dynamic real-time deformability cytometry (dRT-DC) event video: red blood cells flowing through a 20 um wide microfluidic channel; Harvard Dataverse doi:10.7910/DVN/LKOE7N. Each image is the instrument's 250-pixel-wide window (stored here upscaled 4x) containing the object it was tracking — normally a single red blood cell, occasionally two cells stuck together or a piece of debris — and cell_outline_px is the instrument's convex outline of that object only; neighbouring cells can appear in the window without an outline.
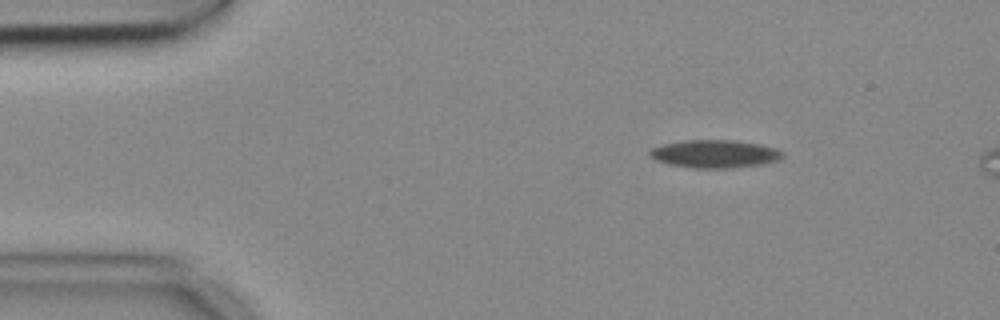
{"species": "common noctule bat (a hibernating species)", "species_latin": "Nyctalus noctula", "temperature_condition": "cold", "stored_images_in_passage": 8, "camera_frame_rate_fps": 3000, "um_per_image_px": 0.085, "animal": {"sex": "female", "body_mass_g": 18.4}, "frame": {"image": 1, "passage_image": 1, "time_ms": 0.0, "image_size_px": [1000, 320], "cell_outline_px": [[784, 156], [776, 160], [756, 164], [728, 168], [696, 168], [672, 164], [656, 160], [648, 152], [652, 148], [664, 144], [684, 140], [732, 140], [756, 144], [776, 148]], "centroid_in_image_um": [60.71, 13.07], "position_along_channel_um": 24.3, "area_um2": 20.92}}